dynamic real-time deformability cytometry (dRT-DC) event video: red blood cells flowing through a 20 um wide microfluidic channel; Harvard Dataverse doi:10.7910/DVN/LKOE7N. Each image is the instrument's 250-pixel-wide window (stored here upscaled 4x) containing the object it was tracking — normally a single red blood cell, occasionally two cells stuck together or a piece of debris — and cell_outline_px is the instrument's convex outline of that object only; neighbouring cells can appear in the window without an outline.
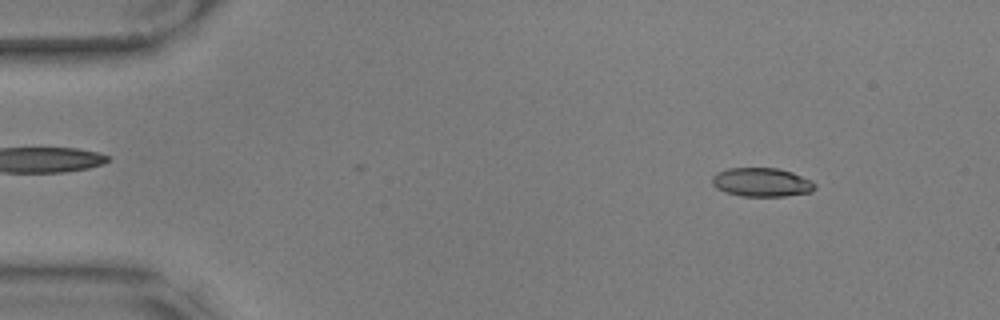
{"species": "common noctule bat (a hibernating species)", "species_latin": "Nyctalus noctula", "temperature_condition": "warm", "stored_images_in_passage": 13, "camera_frame_rate_fps": 3000, "um_per_image_px": 0.085, "animal": {"sex": "male", "body_mass_g": 17.9, "forearm_length_mm": 54.2}, "frame": {"image": 1, "passage_image": 6, "time_ms": 1.667, "image_size_px": [1000, 320], "cell_outline_px": [[816, 188], [812, 192], [784, 196], [740, 196], [724, 192], [716, 188], [712, 184], [712, 176], [716, 172], [728, 168], [776, 168], [792, 172], [812, 180], [816, 184]], "centroid_in_image_um": [64.74, 15.49], "position_along_channel_um": 20.3, "area_um2": 17.46}}